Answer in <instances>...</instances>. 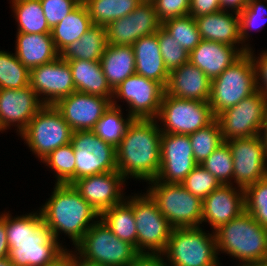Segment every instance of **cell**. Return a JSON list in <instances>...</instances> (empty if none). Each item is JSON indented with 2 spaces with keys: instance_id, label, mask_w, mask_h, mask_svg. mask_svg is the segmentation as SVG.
I'll list each match as a JSON object with an SVG mask.
<instances>
[{
  "instance_id": "cell-1",
  "label": "cell",
  "mask_w": 267,
  "mask_h": 266,
  "mask_svg": "<svg viewBox=\"0 0 267 266\" xmlns=\"http://www.w3.org/2000/svg\"><path fill=\"white\" fill-rule=\"evenodd\" d=\"M5 223L9 259L15 266H46L67 248L54 238L39 209L14 217L5 211Z\"/></svg>"
},
{
  "instance_id": "cell-2",
  "label": "cell",
  "mask_w": 267,
  "mask_h": 266,
  "mask_svg": "<svg viewBox=\"0 0 267 266\" xmlns=\"http://www.w3.org/2000/svg\"><path fill=\"white\" fill-rule=\"evenodd\" d=\"M161 130L156 119H133L116 147L117 171L126 179L149 182L161 167Z\"/></svg>"
},
{
  "instance_id": "cell-3",
  "label": "cell",
  "mask_w": 267,
  "mask_h": 266,
  "mask_svg": "<svg viewBox=\"0 0 267 266\" xmlns=\"http://www.w3.org/2000/svg\"><path fill=\"white\" fill-rule=\"evenodd\" d=\"M39 212L56 240L60 241V234L64 233L74 246L100 218L71 184H54L50 197L39 207Z\"/></svg>"
},
{
  "instance_id": "cell-4",
  "label": "cell",
  "mask_w": 267,
  "mask_h": 266,
  "mask_svg": "<svg viewBox=\"0 0 267 266\" xmlns=\"http://www.w3.org/2000/svg\"><path fill=\"white\" fill-rule=\"evenodd\" d=\"M214 233L217 254L225 253L238 261L235 266L267 261V229L246 211L220 226Z\"/></svg>"
},
{
  "instance_id": "cell-5",
  "label": "cell",
  "mask_w": 267,
  "mask_h": 266,
  "mask_svg": "<svg viewBox=\"0 0 267 266\" xmlns=\"http://www.w3.org/2000/svg\"><path fill=\"white\" fill-rule=\"evenodd\" d=\"M202 227L173 228L162 253L166 266H215L219 262L215 233Z\"/></svg>"
},
{
  "instance_id": "cell-6",
  "label": "cell",
  "mask_w": 267,
  "mask_h": 266,
  "mask_svg": "<svg viewBox=\"0 0 267 266\" xmlns=\"http://www.w3.org/2000/svg\"><path fill=\"white\" fill-rule=\"evenodd\" d=\"M146 185V192L173 228L202 226L203 200L191 194L182 184L154 179Z\"/></svg>"
},
{
  "instance_id": "cell-7",
  "label": "cell",
  "mask_w": 267,
  "mask_h": 266,
  "mask_svg": "<svg viewBox=\"0 0 267 266\" xmlns=\"http://www.w3.org/2000/svg\"><path fill=\"white\" fill-rule=\"evenodd\" d=\"M125 201L133 208L139 253L162 254L173 227L159 211L157 203L145 191L131 193Z\"/></svg>"
},
{
  "instance_id": "cell-8",
  "label": "cell",
  "mask_w": 267,
  "mask_h": 266,
  "mask_svg": "<svg viewBox=\"0 0 267 266\" xmlns=\"http://www.w3.org/2000/svg\"><path fill=\"white\" fill-rule=\"evenodd\" d=\"M256 91L254 65L250 53L246 52L222 74L211 80L208 103L217 117Z\"/></svg>"
},
{
  "instance_id": "cell-9",
  "label": "cell",
  "mask_w": 267,
  "mask_h": 266,
  "mask_svg": "<svg viewBox=\"0 0 267 266\" xmlns=\"http://www.w3.org/2000/svg\"><path fill=\"white\" fill-rule=\"evenodd\" d=\"M73 130L54 105H44L19 135L32 154L42 161L52 151L71 142Z\"/></svg>"
},
{
  "instance_id": "cell-10",
  "label": "cell",
  "mask_w": 267,
  "mask_h": 266,
  "mask_svg": "<svg viewBox=\"0 0 267 266\" xmlns=\"http://www.w3.org/2000/svg\"><path fill=\"white\" fill-rule=\"evenodd\" d=\"M72 249L101 266H127L140 254L134 245L117 238L100 218Z\"/></svg>"
},
{
  "instance_id": "cell-11",
  "label": "cell",
  "mask_w": 267,
  "mask_h": 266,
  "mask_svg": "<svg viewBox=\"0 0 267 266\" xmlns=\"http://www.w3.org/2000/svg\"><path fill=\"white\" fill-rule=\"evenodd\" d=\"M215 119L208 102L176 98L166 93L156 118L162 133L183 135L194 133Z\"/></svg>"
},
{
  "instance_id": "cell-12",
  "label": "cell",
  "mask_w": 267,
  "mask_h": 266,
  "mask_svg": "<svg viewBox=\"0 0 267 266\" xmlns=\"http://www.w3.org/2000/svg\"><path fill=\"white\" fill-rule=\"evenodd\" d=\"M164 93L159 82L135 73L114 90L112 105L121 107L119 102L126 103L125 111L133 119H156Z\"/></svg>"
},
{
  "instance_id": "cell-13",
  "label": "cell",
  "mask_w": 267,
  "mask_h": 266,
  "mask_svg": "<svg viewBox=\"0 0 267 266\" xmlns=\"http://www.w3.org/2000/svg\"><path fill=\"white\" fill-rule=\"evenodd\" d=\"M70 143L76 158L75 181L117 170L116 148L93 130L73 131Z\"/></svg>"
},
{
  "instance_id": "cell-14",
  "label": "cell",
  "mask_w": 267,
  "mask_h": 266,
  "mask_svg": "<svg viewBox=\"0 0 267 266\" xmlns=\"http://www.w3.org/2000/svg\"><path fill=\"white\" fill-rule=\"evenodd\" d=\"M267 99L259 91L220 113L218 120L224 141L260 135Z\"/></svg>"
},
{
  "instance_id": "cell-15",
  "label": "cell",
  "mask_w": 267,
  "mask_h": 266,
  "mask_svg": "<svg viewBox=\"0 0 267 266\" xmlns=\"http://www.w3.org/2000/svg\"><path fill=\"white\" fill-rule=\"evenodd\" d=\"M226 142L233 158V185L245 189L267 176V152L260 135Z\"/></svg>"
},
{
  "instance_id": "cell-16",
  "label": "cell",
  "mask_w": 267,
  "mask_h": 266,
  "mask_svg": "<svg viewBox=\"0 0 267 266\" xmlns=\"http://www.w3.org/2000/svg\"><path fill=\"white\" fill-rule=\"evenodd\" d=\"M29 86L44 105H54L76 91L68 61L60 56L50 63L30 69Z\"/></svg>"
},
{
  "instance_id": "cell-17",
  "label": "cell",
  "mask_w": 267,
  "mask_h": 266,
  "mask_svg": "<svg viewBox=\"0 0 267 266\" xmlns=\"http://www.w3.org/2000/svg\"><path fill=\"white\" fill-rule=\"evenodd\" d=\"M160 152V182L181 184L198 165L188 135L161 133Z\"/></svg>"
},
{
  "instance_id": "cell-18",
  "label": "cell",
  "mask_w": 267,
  "mask_h": 266,
  "mask_svg": "<svg viewBox=\"0 0 267 266\" xmlns=\"http://www.w3.org/2000/svg\"><path fill=\"white\" fill-rule=\"evenodd\" d=\"M160 27L153 3L142 1L127 16L106 26L107 44L132 46L139 38L155 34Z\"/></svg>"
},
{
  "instance_id": "cell-19",
  "label": "cell",
  "mask_w": 267,
  "mask_h": 266,
  "mask_svg": "<svg viewBox=\"0 0 267 266\" xmlns=\"http://www.w3.org/2000/svg\"><path fill=\"white\" fill-rule=\"evenodd\" d=\"M126 184V179L116 170L77 179L72 185L100 215L125 200L123 186Z\"/></svg>"
},
{
  "instance_id": "cell-20",
  "label": "cell",
  "mask_w": 267,
  "mask_h": 266,
  "mask_svg": "<svg viewBox=\"0 0 267 266\" xmlns=\"http://www.w3.org/2000/svg\"><path fill=\"white\" fill-rule=\"evenodd\" d=\"M111 104L112 98L75 91L54 106L73 131H86L95 128Z\"/></svg>"
},
{
  "instance_id": "cell-21",
  "label": "cell",
  "mask_w": 267,
  "mask_h": 266,
  "mask_svg": "<svg viewBox=\"0 0 267 266\" xmlns=\"http://www.w3.org/2000/svg\"><path fill=\"white\" fill-rule=\"evenodd\" d=\"M43 106L30 86L20 89H0L1 127L7 132L14 126L16 135L19 136Z\"/></svg>"
},
{
  "instance_id": "cell-22",
  "label": "cell",
  "mask_w": 267,
  "mask_h": 266,
  "mask_svg": "<svg viewBox=\"0 0 267 266\" xmlns=\"http://www.w3.org/2000/svg\"><path fill=\"white\" fill-rule=\"evenodd\" d=\"M244 211V189L233 184H223L203 199L202 225L208 223L214 232Z\"/></svg>"
},
{
  "instance_id": "cell-23",
  "label": "cell",
  "mask_w": 267,
  "mask_h": 266,
  "mask_svg": "<svg viewBox=\"0 0 267 266\" xmlns=\"http://www.w3.org/2000/svg\"><path fill=\"white\" fill-rule=\"evenodd\" d=\"M246 47H235L219 42L202 40L190 53L189 62L202 70L212 80L237 61Z\"/></svg>"
},
{
  "instance_id": "cell-24",
  "label": "cell",
  "mask_w": 267,
  "mask_h": 266,
  "mask_svg": "<svg viewBox=\"0 0 267 266\" xmlns=\"http://www.w3.org/2000/svg\"><path fill=\"white\" fill-rule=\"evenodd\" d=\"M210 88L211 80L207 75L187 62L170 71L165 93L176 98L208 102Z\"/></svg>"
},
{
  "instance_id": "cell-25",
  "label": "cell",
  "mask_w": 267,
  "mask_h": 266,
  "mask_svg": "<svg viewBox=\"0 0 267 266\" xmlns=\"http://www.w3.org/2000/svg\"><path fill=\"white\" fill-rule=\"evenodd\" d=\"M195 20L202 40L245 47L240 39L239 13L220 10Z\"/></svg>"
},
{
  "instance_id": "cell-26",
  "label": "cell",
  "mask_w": 267,
  "mask_h": 266,
  "mask_svg": "<svg viewBox=\"0 0 267 266\" xmlns=\"http://www.w3.org/2000/svg\"><path fill=\"white\" fill-rule=\"evenodd\" d=\"M14 51L19 61L29 70L59 57L51 33L16 32Z\"/></svg>"
},
{
  "instance_id": "cell-27",
  "label": "cell",
  "mask_w": 267,
  "mask_h": 266,
  "mask_svg": "<svg viewBox=\"0 0 267 266\" xmlns=\"http://www.w3.org/2000/svg\"><path fill=\"white\" fill-rule=\"evenodd\" d=\"M132 47L135 54L136 74L159 82L165 88L170 72L166 68L160 52L157 32L139 38Z\"/></svg>"
},
{
  "instance_id": "cell-28",
  "label": "cell",
  "mask_w": 267,
  "mask_h": 266,
  "mask_svg": "<svg viewBox=\"0 0 267 266\" xmlns=\"http://www.w3.org/2000/svg\"><path fill=\"white\" fill-rule=\"evenodd\" d=\"M72 72L76 91L105 98H113L114 90L108 84L100 61L66 60Z\"/></svg>"
},
{
  "instance_id": "cell-29",
  "label": "cell",
  "mask_w": 267,
  "mask_h": 266,
  "mask_svg": "<svg viewBox=\"0 0 267 266\" xmlns=\"http://www.w3.org/2000/svg\"><path fill=\"white\" fill-rule=\"evenodd\" d=\"M100 63L108 84L113 90L136 73L135 54L132 46L108 44Z\"/></svg>"
},
{
  "instance_id": "cell-30",
  "label": "cell",
  "mask_w": 267,
  "mask_h": 266,
  "mask_svg": "<svg viewBox=\"0 0 267 266\" xmlns=\"http://www.w3.org/2000/svg\"><path fill=\"white\" fill-rule=\"evenodd\" d=\"M107 45L106 26L93 25L79 40L64 48L59 56L63 60L100 61Z\"/></svg>"
},
{
  "instance_id": "cell-31",
  "label": "cell",
  "mask_w": 267,
  "mask_h": 266,
  "mask_svg": "<svg viewBox=\"0 0 267 266\" xmlns=\"http://www.w3.org/2000/svg\"><path fill=\"white\" fill-rule=\"evenodd\" d=\"M93 26L86 5L81 2L70 14L51 29L52 39L57 51L79 40L80 37Z\"/></svg>"
},
{
  "instance_id": "cell-32",
  "label": "cell",
  "mask_w": 267,
  "mask_h": 266,
  "mask_svg": "<svg viewBox=\"0 0 267 266\" xmlns=\"http://www.w3.org/2000/svg\"><path fill=\"white\" fill-rule=\"evenodd\" d=\"M17 31L24 33H51L40 0H9Z\"/></svg>"
},
{
  "instance_id": "cell-33",
  "label": "cell",
  "mask_w": 267,
  "mask_h": 266,
  "mask_svg": "<svg viewBox=\"0 0 267 266\" xmlns=\"http://www.w3.org/2000/svg\"><path fill=\"white\" fill-rule=\"evenodd\" d=\"M100 219L120 240L134 245L137 249V231L133 208L124 200L106 209Z\"/></svg>"
},
{
  "instance_id": "cell-34",
  "label": "cell",
  "mask_w": 267,
  "mask_h": 266,
  "mask_svg": "<svg viewBox=\"0 0 267 266\" xmlns=\"http://www.w3.org/2000/svg\"><path fill=\"white\" fill-rule=\"evenodd\" d=\"M141 0H85L93 25L107 26L110 22L127 16Z\"/></svg>"
},
{
  "instance_id": "cell-35",
  "label": "cell",
  "mask_w": 267,
  "mask_h": 266,
  "mask_svg": "<svg viewBox=\"0 0 267 266\" xmlns=\"http://www.w3.org/2000/svg\"><path fill=\"white\" fill-rule=\"evenodd\" d=\"M122 109V107H116L111 104L93 129L97 136L103 141L113 145L115 148L121 142L128 125L133 120V118L128 113L125 114Z\"/></svg>"
},
{
  "instance_id": "cell-36",
  "label": "cell",
  "mask_w": 267,
  "mask_h": 266,
  "mask_svg": "<svg viewBox=\"0 0 267 266\" xmlns=\"http://www.w3.org/2000/svg\"><path fill=\"white\" fill-rule=\"evenodd\" d=\"M41 162L54 173L55 184L75 182L76 158L71 143L58 147Z\"/></svg>"
},
{
  "instance_id": "cell-37",
  "label": "cell",
  "mask_w": 267,
  "mask_h": 266,
  "mask_svg": "<svg viewBox=\"0 0 267 266\" xmlns=\"http://www.w3.org/2000/svg\"><path fill=\"white\" fill-rule=\"evenodd\" d=\"M30 70L15 53L0 49V89H20L29 86Z\"/></svg>"
},
{
  "instance_id": "cell-38",
  "label": "cell",
  "mask_w": 267,
  "mask_h": 266,
  "mask_svg": "<svg viewBox=\"0 0 267 266\" xmlns=\"http://www.w3.org/2000/svg\"><path fill=\"white\" fill-rule=\"evenodd\" d=\"M188 136L190 138L194 160L197 164H202L224 142L221 127L217 119L208 126L198 129Z\"/></svg>"
},
{
  "instance_id": "cell-39",
  "label": "cell",
  "mask_w": 267,
  "mask_h": 266,
  "mask_svg": "<svg viewBox=\"0 0 267 266\" xmlns=\"http://www.w3.org/2000/svg\"><path fill=\"white\" fill-rule=\"evenodd\" d=\"M266 23L267 0H248L247 6L239 13L240 39L248 50L253 48L249 42L250 32H259Z\"/></svg>"
},
{
  "instance_id": "cell-40",
  "label": "cell",
  "mask_w": 267,
  "mask_h": 266,
  "mask_svg": "<svg viewBox=\"0 0 267 266\" xmlns=\"http://www.w3.org/2000/svg\"><path fill=\"white\" fill-rule=\"evenodd\" d=\"M161 27L189 53L202 41L196 20L191 15L167 20Z\"/></svg>"
},
{
  "instance_id": "cell-41",
  "label": "cell",
  "mask_w": 267,
  "mask_h": 266,
  "mask_svg": "<svg viewBox=\"0 0 267 266\" xmlns=\"http://www.w3.org/2000/svg\"><path fill=\"white\" fill-rule=\"evenodd\" d=\"M245 211L267 229V176L244 189Z\"/></svg>"
},
{
  "instance_id": "cell-42",
  "label": "cell",
  "mask_w": 267,
  "mask_h": 266,
  "mask_svg": "<svg viewBox=\"0 0 267 266\" xmlns=\"http://www.w3.org/2000/svg\"><path fill=\"white\" fill-rule=\"evenodd\" d=\"M200 165L209 171L221 185L233 183V158L226 141Z\"/></svg>"
},
{
  "instance_id": "cell-43",
  "label": "cell",
  "mask_w": 267,
  "mask_h": 266,
  "mask_svg": "<svg viewBox=\"0 0 267 266\" xmlns=\"http://www.w3.org/2000/svg\"><path fill=\"white\" fill-rule=\"evenodd\" d=\"M157 39L164 64L169 72L189 62V52L162 27L157 31Z\"/></svg>"
},
{
  "instance_id": "cell-44",
  "label": "cell",
  "mask_w": 267,
  "mask_h": 266,
  "mask_svg": "<svg viewBox=\"0 0 267 266\" xmlns=\"http://www.w3.org/2000/svg\"><path fill=\"white\" fill-rule=\"evenodd\" d=\"M191 194L206 198L221 183L204 167L198 164L181 183Z\"/></svg>"
},
{
  "instance_id": "cell-45",
  "label": "cell",
  "mask_w": 267,
  "mask_h": 266,
  "mask_svg": "<svg viewBox=\"0 0 267 266\" xmlns=\"http://www.w3.org/2000/svg\"><path fill=\"white\" fill-rule=\"evenodd\" d=\"M47 24L53 29L81 2L79 0H40Z\"/></svg>"
},
{
  "instance_id": "cell-46",
  "label": "cell",
  "mask_w": 267,
  "mask_h": 266,
  "mask_svg": "<svg viewBox=\"0 0 267 266\" xmlns=\"http://www.w3.org/2000/svg\"><path fill=\"white\" fill-rule=\"evenodd\" d=\"M152 3L161 24L190 13V0H154Z\"/></svg>"
},
{
  "instance_id": "cell-47",
  "label": "cell",
  "mask_w": 267,
  "mask_h": 266,
  "mask_svg": "<svg viewBox=\"0 0 267 266\" xmlns=\"http://www.w3.org/2000/svg\"><path fill=\"white\" fill-rule=\"evenodd\" d=\"M253 49L248 50V52L254 65L256 90L267 99V49L260 51L258 55Z\"/></svg>"
},
{
  "instance_id": "cell-48",
  "label": "cell",
  "mask_w": 267,
  "mask_h": 266,
  "mask_svg": "<svg viewBox=\"0 0 267 266\" xmlns=\"http://www.w3.org/2000/svg\"><path fill=\"white\" fill-rule=\"evenodd\" d=\"M221 10L219 0H190V13L192 17L212 14Z\"/></svg>"
},
{
  "instance_id": "cell-49",
  "label": "cell",
  "mask_w": 267,
  "mask_h": 266,
  "mask_svg": "<svg viewBox=\"0 0 267 266\" xmlns=\"http://www.w3.org/2000/svg\"><path fill=\"white\" fill-rule=\"evenodd\" d=\"M127 266H166L162 254L140 253Z\"/></svg>"
},
{
  "instance_id": "cell-50",
  "label": "cell",
  "mask_w": 267,
  "mask_h": 266,
  "mask_svg": "<svg viewBox=\"0 0 267 266\" xmlns=\"http://www.w3.org/2000/svg\"><path fill=\"white\" fill-rule=\"evenodd\" d=\"M9 257V245L7 242L5 210L0 213V258Z\"/></svg>"
},
{
  "instance_id": "cell-51",
  "label": "cell",
  "mask_w": 267,
  "mask_h": 266,
  "mask_svg": "<svg viewBox=\"0 0 267 266\" xmlns=\"http://www.w3.org/2000/svg\"><path fill=\"white\" fill-rule=\"evenodd\" d=\"M221 10L241 13L247 6L248 0H219Z\"/></svg>"
},
{
  "instance_id": "cell-52",
  "label": "cell",
  "mask_w": 267,
  "mask_h": 266,
  "mask_svg": "<svg viewBox=\"0 0 267 266\" xmlns=\"http://www.w3.org/2000/svg\"><path fill=\"white\" fill-rule=\"evenodd\" d=\"M46 266H72V249L66 248L61 256Z\"/></svg>"
},
{
  "instance_id": "cell-53",
  "label": "cell",
  "mask_w": 267,
  "mask_h": 266,
  "mask_svg": "<svg viewBox=\"0 0 267 266\" xmlns=\"http://www.w3.org/2000/svg\"><path fill=\"white\" fill-rule=\"evenodd\" d=\"M72 266H101L96 262H92L83 258L75 250H72Z\"/></svg>"
},
{
  "instance_id": "cell-54",
  "label": "cell",
  "mask_w": 267,
  "mask_h": 266,
  "mask_svg": "<svg viewBox=\"0 0 267 266\" xmlns=\"http://www.w3.org/2000/svg\"><path fill=\"white\" fill-rule=\"evenodd\" d=\"M260 137L263 140V143L265 145L266 152H267V110H266V114H265V118L263 121L261 131H260Z\"/></svg>"
},
{
  "instance_id": "cell-55",
  "label": "cell",
  "mask_w": 267,
  "mask_h": 266,
  "mask_svg": "<svg viewBox=\"0 0 267 266\" xmlns=\"http://www.w3.org/2000/svg\"><path fill=\"white\" fill-rule=\"evenodd\" d=\"M0 266H15L9 259V257L6 258H0Z\"/></svg>"
},
{
  "instance_id": "cell-56",
  "label": "cell",
  "mask_w": 267,
  "mask_h": 266,
  "mask_svg": "<svg viewBox=\"0 0 267 266\" xmlns=\"http://www.w3.org/2000/svg\"><path fill=\"white\" fill-rule=\"evenodd\" d=\"M249 266H267V261L266 262H261V263H258V264H252V265H249Z\"/></svg>"
},
{
  "instance_id": "cell-57",
  "label": "cell",
  "mask_w": 267,
  "mask_h": 266,
  "mask_svg": "<svg viewBox=\"0 0 267 266\" xmlns=\"http://www.w3.org/2000/svg\"><path fill=\"white\" fill-rule=\"evenodd\" d=\"M222 263L219 261L215 266H223Z\"/></svg>"
},
{
  "instance_id": "cell-58",
  "label": "cell",
  "mask_w": 267,
  "mask_h": 266,
  "mask_svg": "<svg viewBox=\"0 0 267 266\" xmlns=\"http://www.w3.org/2000/svg\"><path fill=\"white\" fill-rule=\"evenodd\" d=\"M141 1H145V2H153L154 0H141Z\"/></svg>"
},
{
  "instance_id": "cell-59",
  "label": "cell",
  "mask_w": 267,
  "mask_h": 266,
  "mask_svg": "<svg viewBox=\"0 0 267 266\" xmlns=\"http://www.w3.org/2000/svg\"><path fill=\"white\" fill-rule=\"evenodd\" d=\"M0 132L2 133H4V130H3V128L1 127V124H0Z\"/></svg>"
}]
</instances>
